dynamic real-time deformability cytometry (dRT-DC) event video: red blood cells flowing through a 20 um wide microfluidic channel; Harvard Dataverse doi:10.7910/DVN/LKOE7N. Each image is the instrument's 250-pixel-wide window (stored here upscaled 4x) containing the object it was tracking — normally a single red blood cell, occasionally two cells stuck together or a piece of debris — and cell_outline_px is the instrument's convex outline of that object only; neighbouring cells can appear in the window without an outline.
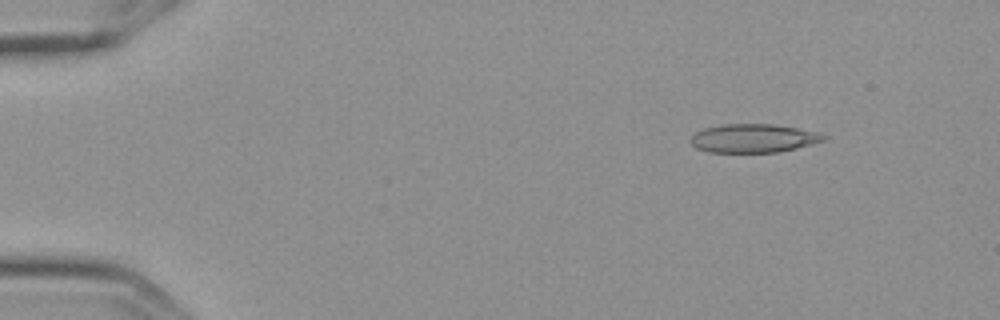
{"species": "Egyptian fruit bat (a non-hibernating species)", "species_latin": "Rousettus aegyptiacus", "temperature_condition": "cold", "stored_images_in_passage": 6, "camera_frame_rate_fps": 3000, "um_per_image_px": 0.085, "frame": {"image": 1, "passage_image": 2, "time_ms": 0.333, "image_size_px": [1000, 320], "cell_outline_px": [[828, 136], [824, 140], [812, 144], [780, 152], [708, 152], [696, 148], [688, 140], [696, 132], [704, 128], [724, 124], [772, 124], [796, 128], [816, 132]], "centroid_in_image_um": [64.01, 11.76], "position_along_channel_um": 21.0, "area_um2": 22.08}}
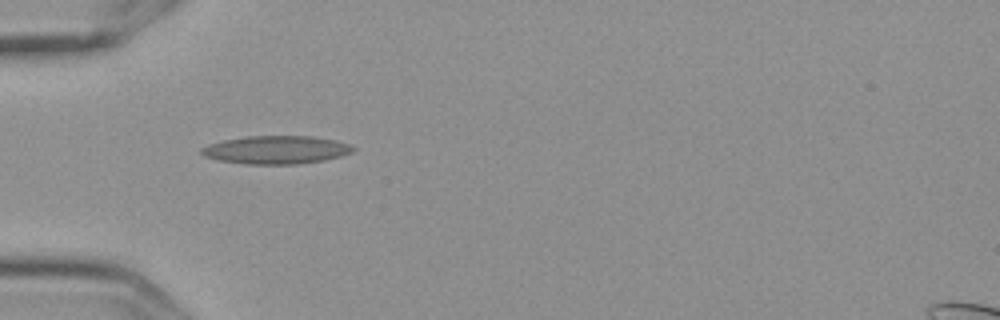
{"frame": {"image": 2, "passage_image": 5, "time_ms": 1.333, "image_size_px": [1000, 320], "cell_outline_px": [[356, 148], [352, 152], [340, 156], [324, 160], [296, 164], [244, 164], [216, 160], [204, 156], [200, 152], [200, 148], [208, 144], [224, 140], [248, 136], [312, 136], [336, 140], [348, 144]], "centroid_in_image_um": [23.44, 12.74], "position_along_channel_um": 61.6, "area_um2": 24.91}}
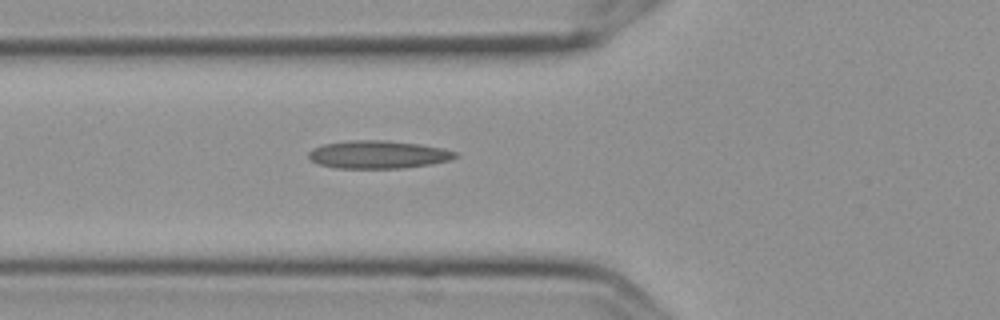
{"frame": {"image": 3, "passage_image": 6, "time_ms": 1.667, "image_size_px": [1000, 320], "cell_outline_px": [[460, 156], [452, 160], [432, 164], [404, 168], [336, 168], [320, 164], [312, 160], [308, 156], [308, 152], [312, 148], [324, 144], [348, 140], [388, 140], [420, 144], [444, 148], [456, 152]], "centroid_in_image_um": [32.19, 13.13], "position_along_channel_um": 93.6, "area_um2": 24.1}}